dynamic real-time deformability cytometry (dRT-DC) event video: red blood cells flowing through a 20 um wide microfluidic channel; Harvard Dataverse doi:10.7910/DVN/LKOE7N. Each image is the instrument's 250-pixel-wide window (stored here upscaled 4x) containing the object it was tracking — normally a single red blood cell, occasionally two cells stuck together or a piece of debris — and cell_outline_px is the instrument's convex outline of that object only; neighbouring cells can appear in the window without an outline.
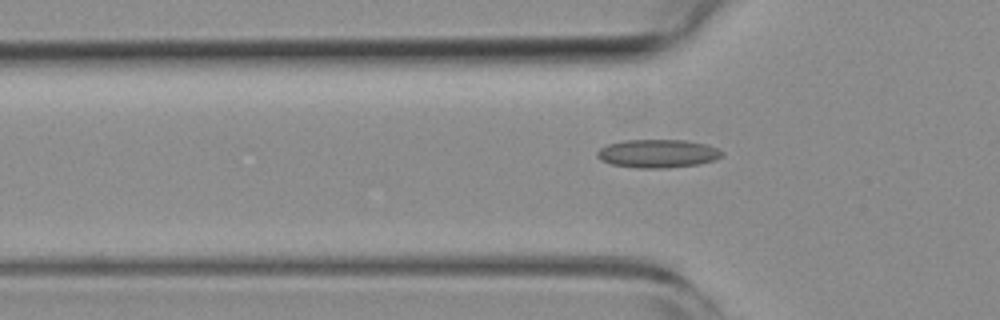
{"species": "common noctule bat (a hibernating species)", "species_latin": "Nyctalus noctula", "temperature_condition": "room temperature", "stored_images_in_passage": 46, "camera_frame_rate_fps": 3000, "um_per_image_px": 0.085, "animal": {"sex": "female", "body_mass_g": 19.3, "forearm_length_mm": 54.1}, "frame": {"image": 1, "passage_image": 17, "time_ms": 5.333, "image_size_px": [1000, 320], "cell_outline_px": [[724, 156], [716, 160], [700, 164], [668, 168], [636, 168], [612, 164], [600, 160], [596, 156], [596, 152], [600, 148], [608, 144], [624, 140], [684, 140], [708, 144], [724, 152]], "centroid_in_image_um": [55.93, 13.05], "position_along_channel_um": 69.9, "area_um2": 20.87}}
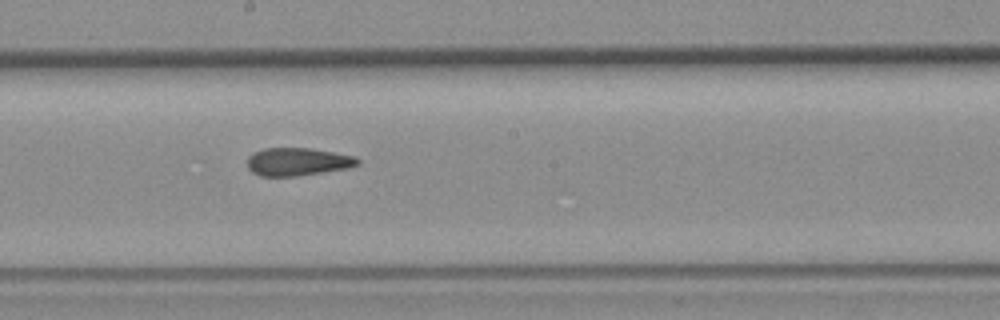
{"frame": {"image": 2, "passage_image": 29, "time_ms": 9.333, "image_size_px": [1000, 320], "cell_outline_px": [[360, 164], [348, 168], [296, 176], [260, 176], [252, 172], [248, 168], [248, 156], [264, 148], [308, 148], [356, 156], [360, 160]], "centroid_in_image_um": [25.31, 13.75], "position_along_channel_um": 222.9, "area_um2": 17.86}}
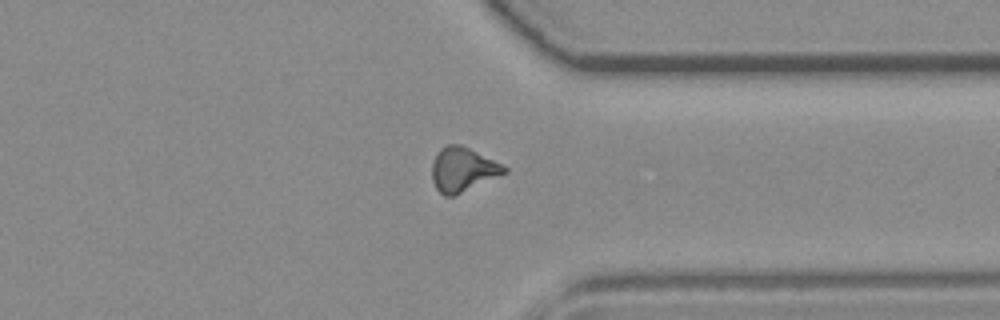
{"frame": {"image": 3, "passage_image": 41, "time_ms": 13.333, "image_size_px": [1000, 320], "cell_outline_px": [[508, 172], [456, 196], [444, 196], [436, 188], [432, 180], [432, 164], [440, 148], [448, 144], [460, 144], [508, 168]], "centroid_in_image_um": [39.32, 14.44], "position_along_channel_um": 372.1, "area_um2": 18.5}}